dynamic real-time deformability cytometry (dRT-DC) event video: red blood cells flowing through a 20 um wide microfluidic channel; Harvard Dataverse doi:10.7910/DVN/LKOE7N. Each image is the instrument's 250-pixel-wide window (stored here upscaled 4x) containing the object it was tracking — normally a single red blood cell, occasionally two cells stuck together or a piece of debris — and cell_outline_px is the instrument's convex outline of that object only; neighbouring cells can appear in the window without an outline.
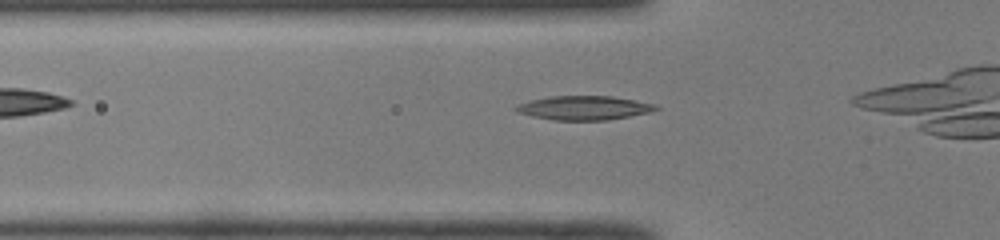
{"species": "common noctule bat (a hibernating species)", "species_latin": "Nyctalus noctula", "temperature_condition": "room temperature", "stored_images_in_passage": 28, "camera_frame_rate_fps": 3000, "um_per_image_px": 0.085, "animal": {"sex": "male", "body_mass_g": 19.0, "forearm_length_mm": 50.8}, "frame": {"image": 1, "passage_image": 4, "time_ms": 1.0, "image_size_px": [1000, 240], "cell_outline_px": [[660, 108], [652, 112], [608, 120], [552, 120], [532, 116], [516, 112], [512, 108], [520, 104], [532, 100], [552, 96], [612, 96], [656, 104]], "centroid_in_image_um": [49.67, 9.17], "position_along_channel_um": 76.1, "area_um2": 19.59}}
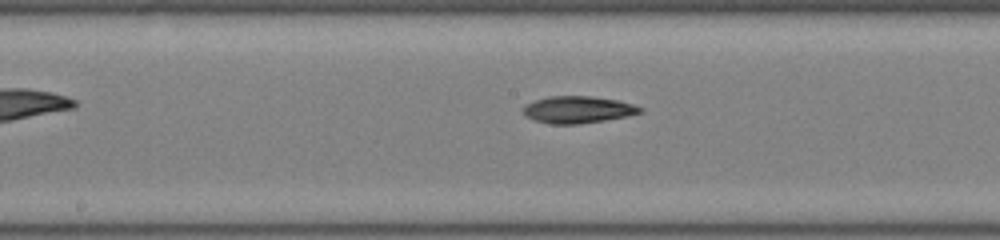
{"frame": {"image": 2, "passage_image": 13, "time_ms": 4.0, "image_size_px": [1000, 240], "cell_outline_px": [[644, 112], [628, 116], [580, 124], [548, 124], [524, 116], [524, 104], [548, 96], [592, 96], [616, 100], [632, 104], [644, 108]], "centroid_in_image_um": [49.13, 9.32], "position_along_channel_um": 199.1, "area_um2": 18.44}}
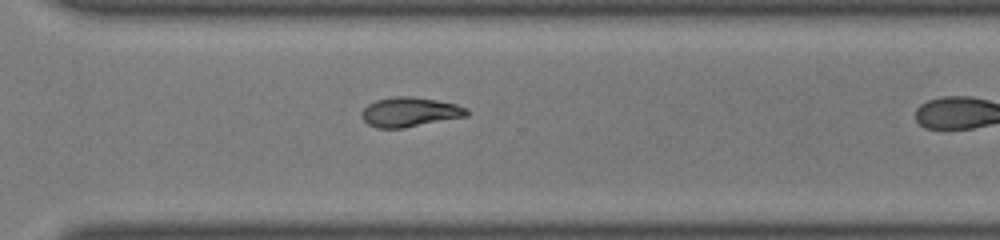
{"frame": {"image": 3, "passage_image": 23, "time_ms": 7.333, "image_size_px": [1000, 240], "cell_outline_px": [[468, 116], [404, 128], [376, 128], [368, 124], [360, 116], [364, 108], [368, 104], [376, 100], [396, 96], [408, 96], [436, 100], [456, 104], [468, 108]], "centroid_in_image_um": [34.83, 9.53], "position_along_channel_um": 335.8, "area_um2": 18.09}}